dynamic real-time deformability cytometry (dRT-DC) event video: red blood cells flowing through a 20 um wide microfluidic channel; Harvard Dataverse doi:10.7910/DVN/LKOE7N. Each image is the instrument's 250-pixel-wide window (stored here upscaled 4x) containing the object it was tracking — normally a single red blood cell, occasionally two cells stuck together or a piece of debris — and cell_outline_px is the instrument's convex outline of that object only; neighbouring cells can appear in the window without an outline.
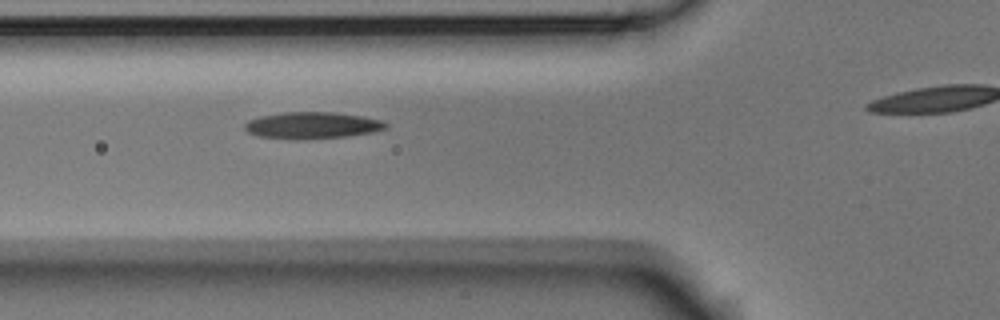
{"species": "Egyptian fruit bat (a non-hibernating species)", "species_latin": "Rousettus aegyptiacus", "temperature_condition": "room temperature", "stored_images_in_passage": 4, "segment_of_instrument_passage": [1, 2], "camera_frame_rate_fps": 3000, "um_per_image_px": 0.085, "animal": {"sex": "male"}, "frame": {"image": 1, "passage_image": 3, "time_ms": 0.667, "image_size_px": [1000, 320], "cell_outline_px": [[388, 128], [376, 132], [348, 136], [296, 140], [260, 136], [248, 132], [244, 128], [244, 124], [248, 120], [260, 116], [284, 112], [332, 112], [360, 116], [380, 120], [388, 124]], "centroid_in_image_um": [26.54, 10.66], "position_along_channel_um": 99.3, "area_um2": 21.96}}